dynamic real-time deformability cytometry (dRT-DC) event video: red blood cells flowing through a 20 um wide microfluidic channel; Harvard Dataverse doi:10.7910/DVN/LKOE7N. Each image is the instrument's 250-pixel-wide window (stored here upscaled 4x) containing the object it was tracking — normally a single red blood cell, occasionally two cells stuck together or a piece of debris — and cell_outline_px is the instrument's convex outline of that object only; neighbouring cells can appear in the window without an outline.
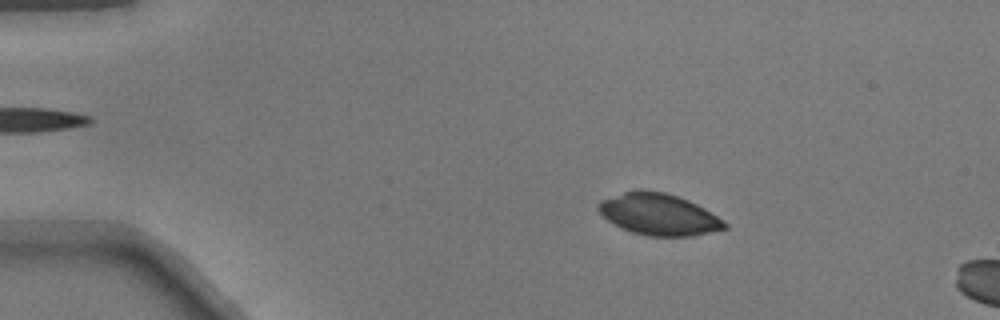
{"species": "common noctule bat (a hibernating species)", "species_latin": "Nyctalus noctula", "temperature_condition": "warm", "stored_images_in_passage": 52, "camera_frame_rate_fps": 3000, "um_per_image_px": 0.085, "animal": {"sex": "male", "body_mass_g": 17.9}, "frame": {"image": 1, "passage_image": 9, "time_ms": 2.667, "image_size_px": [1000, 320], "cell_outline_px": [[728, 228], [692, 236], [648, 236], [632, 232], [620, 228], [608, 220], [596, 208], [596, 204], [600, 200], [624, 192], [664, 192], [688, 200], [704, 208], [724, 220], [728, 224]], "centroid_in_image_um": [56.0, 18.25], "position_along_channel_um": 29.0, "area_um2": 30.11}}
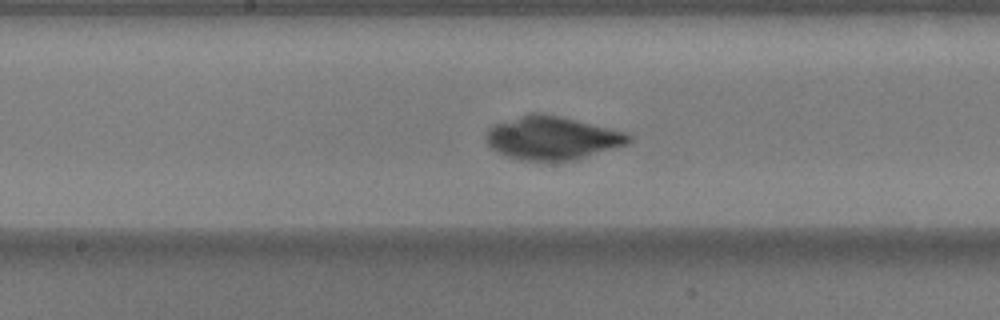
{"frame": {"image": 2, "passage_image": 27, "time_ms": 8.667, "image_size_px": [1000, 320], "cell_outline_px": [[632, 140], [628, 144], [576, 160], [520, 160], [496, 152], [484, 140], [484, 136], [488, 128], [496, 124], [532, 112], [560, 116], [624, 132], [632, 136]], "centroid_in_image_um": [46.92, 11.74], "position_along_channel_um": 201.3, "area_um2": 35.72}}
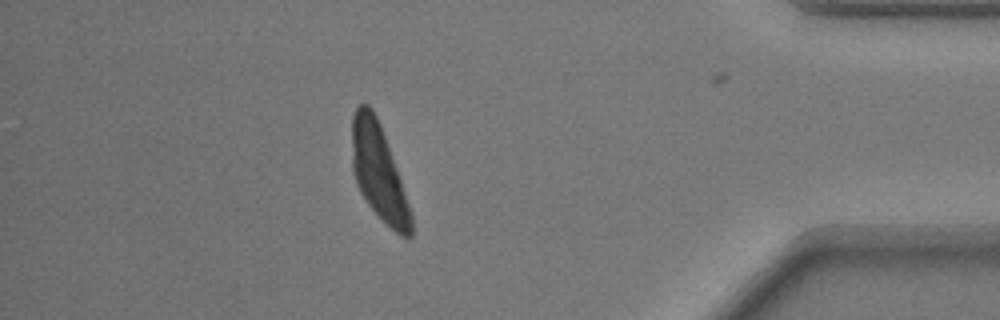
{"frame": {"image": 3, "passage_image": 45, "time_ms": 14.667, "image_size_px": [1000, 320], "cell_outline_px": [[412, 236], [400, 236], [384, 224], [380, 220], [368, 204], [360, 192], [356, 184], [352, 172], [352, 116], [356, 108], [360, 104], [368, 104], [372, 108], [380, 124], [412, 212]], "centroid_in_image_um": [32.17, 14.68], "position_along_channel_um": 403.0, "area_um2": 32.95}}